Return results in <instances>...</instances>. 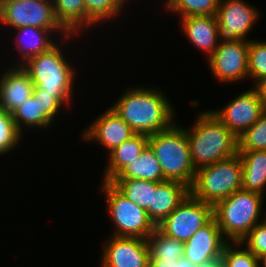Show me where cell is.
I'll use <instances>...</instances> for the list:
<instances>
[{"label":"cell","instance_id":"1","mask_svg":"<svg viewBox=\"0 0 266 267\" xmlns=\"http://www.w3.org/2000/svg\"><path fill=\"white\" fill-rule=\"evenodd\" d=\"M161 88L138 84L127 87L111 108L136 134L152 135L169 129L176 109Z\"/></svg>","mask_w":266,"mask_h":267},{"label":"cell","instance_id":"2","mask_svg":"<svg viewBox=\"0 0 266 267\" xmlns=\"http://www.w3.org/2000/svg\"><path fill=\"white\" fill-rule=\"evenodd\" d=\"M74 37H77V35H68L60 39L61 41L59 40L50 50L35 55L22 65V68L31 77L34 86L45 91V93L52 94L66 109L72 101L71 104L75 102L72 98L75 92L73 91L75 89L74 85L78 80L75 79L78 71L72 64L73 60L68 58L71 55H66L67 53L64 52L63 47L66 46L65 43L71 44L70 41L75 40Z\"/></svg>","mask_w":266,"mask_h":267},{"label":"cell","instance_id":"3","mask_svg":"<svg viewBox=\"0 0 266 267\" xmlns=\"http://www.w3.org/2000/svg\"><path fill=\"white\" fill-rule=\"evenodd\" d=\"M184 127L196 170L238 153V138L209 109L199 111L193 126Z\"/></svg>","mask_w":266,"mask_h":267},{"label":"cell","instance_id":"4","mask_svg":"<svg viewBox=\"0 0 266 267\" xmlns=\"http://www.w3.org/2000/svg\"><path fill=\"white\" fill-rule=\"evenodd\" d=\"M263 198L260 193L240 189L213 207V216L228 242H240L264 220L261 217Z\"/></svg>","mask_w":266,"mask_h":267},{"label":"cell","instance_id":"5","mask_svg":"<svg viewBox=\"0 0 266 267\" xmlns=\"http://www.w3.org/2000/svg\"><path fill=\"white\" fill-rule=\"evenodd\" d=\"M148 145L159 160L166 180L179 181L191 187L196 169L184 126L174 123L169 129L149 135Z\"/></svg>","mask_w":266,"mask_h":267},{"label":"cell","instance_id":"6","mask_svg":"<svg viewBox=\"0 0 266 267\" xmlns=\"http://www.w3.org/2000/svg\"><path fill=\"white\" fill-rule=\"evenodd\" d=\"M242 189V162L239 154L196 170L190 194L213 207Z\"/></svg>","mask_w":266,"mask_h":267},{"label":"cell","instance_id":"7","mask_svg":"<svg viewBox=\"0 0 266 267\" xmlns=\"http://www.w3.org/2000/svg\"><path fill=\"white\" fill-rule=\"evenodd\" d=\"M99 192L106 199V212L114 226L111 234L147 239L157 226L147 212L124 196L110 181L100 182Z\"/></svg>","mask_w":266,"mask_h":267},{"label":"cell","instance_id":"8","mask_svg":"<svg viewBox=\"0 0 266 267\" xmlns=\"http://www.w3.org/2000/svg\"><path fill=\"white\" fill-rule=\"evenodd\" d=\"M0 24L11 31L25 26L64 30L55 17L52 0H6L0 5Z\"/></svg>","mask_w":266,"mask_h":267},{"label":"cell","instance_id":"9","mask_svg":"<svg viewBox=\"0 0 266 267\" xmlns=\"http://www.w3.org/2000/svg\"><path fill=\"white\" fill-rule=\"evenodd\" d=\"M248 47L247 40L221 39L215 52L207 59L213 78L222 84L249 80Z\"/></svg>","mask_w":266,"mask_h":267},{"label":"cell","instance_id":"10","mask_svg":"<svg viewBox=\"0 0 266 267\" xmlns=\"http://www.w3.org/2000/svg\"><path fill=\"white\" fill-rule=\"evenodd\" d=\"M213 217V206L189 194L157 228L166 236L186 242Z\"/></svg>","mask_w":266,"mask_h":267},{"label":"cell","instance_id":"11","mask_svg":"<svg viewBox=\"0 0 266 267\" xmlns=\"http://www.w3.org/2000/svg\"><path fill=\"white\" fill-rule=\"evenodd\" d=\"M238 138L250 128L265 111L259 92L252 88L239 93L224 107L210 110Z\"/></svg>","mask_w":266,"mask_h":267},{"label":"cell","instance_id":"12","mask_svg":"<svg viewBox=\"0 0 266 267\" xmlns=\"http://www.w3.org/2000/svg\"><path fill=\"white\" fill-rule=\"evenodd\" d=\"M257 7L246 0H220L217 10L221 39H248L261 15Z\"/></svg>","mask_w":266,"mask_h":267},{"label":"cell","instance_id":"13","mask_svg":"<svg viewBox=\"0 0 266 267\" xmlns=\"http://www.w3.org/2000/svg\"><path fill=\"white\" fill-rule=\"evenodd\" d=\"M101 251L99 267H149L146 239L110 235Z\"/></svg>","mask_w":266,"mask_h":267},{"label":"cell","instance_id":"14","mask_svg":"<svg viewBox=\"0 0 266 267\" xmlns=\"http://www.w3.org/2000/svg\"><path fill=\"white\" fill-rule=\"evenodd\" d=\"M86 127L81 131L83 133H80V138L86 143H98L107 150V154L136 134L111 107L102 111V114Z\"/></svg>","mask_w":266,"mask_h":267},{"label":"cell","instance_id":"15","mask_svg":"<svg viewBox=\"0 0 266 267\" xmlns=\"http://www.w3.org/2000/svg\"><path fill=\"white\" fill-rule=\"evenodd\" d=\"M13 30L15 33L12 31L10 34H14L13 44L16 48L14 47L12 49H16L18 55L15 56H18L17 58L19 60H14L11 66L24 65L35 55L50 50L58 43L60 37L63 39L69 35L65 30H48L32 26H25ZM56 33L59 34V36ZM57 37H59V39Z\"/></svg>","mask_w":266,"mask_h":267},{"label":"cell","instance_id":"16","mask_svg":"<svg viewBox=\"0 0 266 267\" xmlns=\"http://www.w3.org/2000/svg\"><path fill=\"white\" fill-rule=\"evenodd\" d=\"M227 242L213 216L188 241L184 242L183 256L196 265L206 263L221 258Z\"/></svg>","mask_w":266,"mask_h":267},{"label":"cell","instance_id":"17","mask_svg":"<svg viewBox=\"0 0 266 267\" xmlns=\"http://www.w3.org/2000/svg\"><path fill=\"white\" fill-rule=\"evenodd\" d=\"M8 64L0 71V107L12 113L32 95L34 83L22 66Z\"/></svg>","mask_w":266,"mask_h":267},{"label":"cell","instance_id":"18","mask_svg":"<svg viewBox=\"0 0 266 267\" xmlns=\"http://www.w3.org/2000/svg\"><path fill=\"white\" fill-rule=\"evenodd\" d=\"M181 31L194 47L207 56L208 59L217 49L221 40L216 15L189 16L179 18Z\"/></svg>","mask_w":266,"mask_h":267},{"label":"cell","instance_id":"19","mask_svg":"<svg viewBox=\"0 0 266 267\" xmlns=\"http://www.w3.org/2000/svg\"><path fill=\"white\" fill-rule=\"evenodd\" d=\"M189 194L190 187L182 182L174 180L160 182L153 192L152 207H148L146 211L149 218L158 226Z\"/></svg>","mask_w":266,"mask_h":267},{"label":"cell","instance_id":"20","mask_svg":"<svg viewBox=\"0 0 266 267\" xmlns=\"http://www.w3.org/2000/svg\"><path fill=\"white\" fill-rule=\"evenodd\" d=\"M149 136L135 134L108 153L102 181H111L123 168L136 160L148 145Z\"/></svg>","mask_w":266,"mask_h":267},{"label":"cell","instance_id":"21","mask_svg":"<svg viewBox=\"0 0 266 267\" xmlns=\"http://www.w3.org/2000/svg\"><path fill=\"white\" fill-rule=\"evenodd\" d=\"M242 162V189L265 195L266 150L238 151Z\"/></svg>","mask_w":266,"mask_h":267},{"label":"cell","instance_id":"22","mask_svg":"<svg viewBox=\"0 0 266 267\" xmlns=\"http://www.w3.org/2000/svg\"><path fill=\"white\" fill-rule=\"evenodd\" d=\"M113 179H138L153 182H163L159 160L149 145L141 152L138 158L123 168Z\"/></svg>","mask_w":266,"mask_h":267},{"label":"cell","instance_id":"23","mask_svg":"<svg viewBox=\"0 0 266 267\" xmlns=\"http://www.w3.org/2000/svg\"><path fill=\"white\" fill-rule=\"evenodd\" d=\"M52 3L58 23L69 35L80 36L83 31L86 34L84 0H52Z\"/></svg>","mask_w":266,"mask_h":267},{"label":"cell","instance_id":"24","mask_svg":"<svg viewBox=\"0 0 266 267\" xmlns=\"http://www.w3.org/2000/svg\"><path fill=\"white\" fill-rule=\"evenodd\" d=\"M12 117L17 129L23 135L28 128L29 131L36 130V128L44 129L45 131V129L47 130L48 127L53 126L52 124L55 123L42 110L40 100H36L32 95L12 112Z\"/></svg>","mask_w":266,"mask_h":267},{"label":"cell","instance_id":"25","mask_svg":"<svg viewBox=\"0 0 266 267\" xmlns=\"http://www.w3.org/2000/svg\"><path fill=\"white\" fill-rule=\"evenodd\" d=\"M124 196L147 211L152 207L153 192L160 182L138 179H112L110 181Z\"/></svg>","mask_w":266,"mask_h":267},{"label":"cell","instance_id":"26","mask_svg":"<svg viewBox=\"0 0 266 267\" xmlns=\"http://www.w3.org/2000/svg\"><path fill=\"white\" fill-rule=\"evenodd\" d=\"M150 259H179L184 255V242L163 234L156 228L146 239Z\"/></svg>","mask_w":266,"mask_h":267},{"label":"cell","instance_id":"27","mask_svg":"<svg viewBox=\"0 0 266 267\" xmlns=\"http://www.w3.org/2000/svg\"><path fill=\"white\" fill-rule=\"evenodd\" d=\"M86 9V35L95 27L104 26V22H113V19L121 16L123 11L113 0H84ZM118 16V17H117ZM95 26V27H94ZM89 30V31H88Z\"/></svg>","mask_w":266,"mask_h":267},{"label":"cell","instance_id":"28","mask_svg":"<svg viewBox=\"0 0 266 267\" xmlns=\"http://www.w3.org/2000/svg\"><path fill=\"white\" fill-rule=\"evenodd\" d=\"M22 137L24 135L17 129L12 113L0 107V157L18 148Z\"/></svg>","mask_w":266,"mask_h":267},{"label":"cell","instance_id":"29","mask_svg":"<svg viewBox=\"0 0 266 267\" xmlns=\"http://www.w3.org/2000/svg\"><path fill=\"white\" fill-rule=\"evenodd\" d=\"M223 267H261L260 260L241 242H227L221 254Z\"/></svg>","mask_w":266,"mask_h":267},{"label":"cell","instance_id":"30","mask_svg":"<svg viewBox=\"0 0 266 267\" xmlns=\"http://www.w3.org/2000/svg\"><path fill=\"white\" fill-rule=\"evenodd\" d=\"M248 78L253 81V86L266 78V41L249 40Z\"/></svg>","mask_w":266,"mask_h":267},{"label":"cell","instance_id":"31","mask_svg":"<svg viewBox=\"0 0 266 267\" xmlns=\"http://www.w3.org/2000/svg\"><path fill=\"white\" fill-rule=\"evenodd\" d=\"M220 0H176L168 11L171 15L176 13L178 18L189 16H212L217 14ZM178 14V15H177Z\"/></svg>","mask_w":266,"mask_h":267},{"label":"cell","instance_id":"32","mask_svg":"<svg viewBox=\"0 0 266 267\" xmlns=\"http://www.w3.org/2000/svg\"><path fill=\"white\" fill-rule=\"evenodd\" d=\"M266 150V110L238 137V151Z\"/></svg>","mask_w":266,"mask_h":267},{"label":"cell","instance_id":"33","mask_svg":"<svg viewBox=\"0 0 266 267\" xmlns=\"http://www.w3.org/2000/svg\"><path fill=\"white\" fill-rule=\"evenodd\" d=\"M260 221L240 242L259 260L266 256V212Z\"/></svg>","mask_w":266,"mask_h":267},{"label":"cell","instance_id":"34","mask_svg":"<svg viewBox=\"0 0 266 267\" xmlns=\"http://www.w3.org/2000/svg\"><path fill=\"white\" fill-rule=\"evenodd\" d=\"M32 96L36 100H40L42 110L54 122L58 115L62 112L64 106L52 94L45 93V91L34 86ZM56 117V118H55Z\"/></svg>","mask_w":266,"mask_h":267},{"label":"cell","instance_id":"35","mask_svg":"<svg viewBox=\"0 0 266 267\" xmlns=\"http://www.w3.org/2000/svg\"><path fill=\"white\" fill-rule=\"evenodd\" d=\"M149 267H196V264L183 256L179 259H150Z\"/></svg>","mask_w":266,"mask_h":267},{"label":"cell","instance_id":"36","mask_svg":"<svg viewBox=\"0 0 266 267\" xmlns=\"http://www.w3.org/2000/svg\"><path fill=\"white\" fill-rule=\"evenodd\" d=\"M254 87L259 92V96H260V100L262 102L263 108L264 110H266V78L259 81Z\"/></svg>","mask_w":266,"mask_h":267},{"label":"cell","instance_id":"37","mask_svg":"<svg viewBox=\"0 0 266 267\" xmlns=\"http://www.w3.org/2000/svg\"><path fill=\"white\" fill-rule=\"evenodd\" d=\"M196 267H223V262L221 258H218V259L206 262V263L196 265Z\"/></svg>","mask_w":266,"mask_h":267},{"label":"cell","instance_id":"38","mask_svg":"<svg viewBox=\"0 0 266 267\" xmlns=\"http://www.w3.org/2000/svg\"><path fill=\"white\" fill-rule=\"evenodd\" d=\"M116 5L123 11V9H125V7L128 5H125V4H129L127 2H131L130 0H113Z\"/></svg>","mask_w":266,"mask_h":267},{"label":"cell","instance_id":"39","mask_svg":"<svg viewBox=\"0 0 266 267\" xmlns=\"http://www.w3.org/2000/svg\"><path fill=\"white\" fill-rule=\"evenodd\" d=\"M175 1L176 0H165L163 3L165 11H169L173 7Z\"/></svg>","mask_w":266,"mask_h":267},{"label":"cell","instance_id":"40","mask_svg":"<svg viewBox=\"0 0 266 267\" xmlns=\"http://www.w3.org/2000/svg\"><path fill=\"white\" fill-rule=\"evenodd\" d=\"M260 266L266 267V256L260 260Z\"/></svg>","mask_w":266,"mask_h":267},{"label":"cell","instance_id":"41","mask_svg":"<svg viewBox=\"0 0 266 267\" xmlns=\"http://www.w3.org/2000/svg\"><path fill=\"white\" fill-rule=\"evenodd\" d=\"M6 0H0V5L3 3V2H5Z\"/></svg>","mask_w":266,"mask_h":267}]
</instances>
